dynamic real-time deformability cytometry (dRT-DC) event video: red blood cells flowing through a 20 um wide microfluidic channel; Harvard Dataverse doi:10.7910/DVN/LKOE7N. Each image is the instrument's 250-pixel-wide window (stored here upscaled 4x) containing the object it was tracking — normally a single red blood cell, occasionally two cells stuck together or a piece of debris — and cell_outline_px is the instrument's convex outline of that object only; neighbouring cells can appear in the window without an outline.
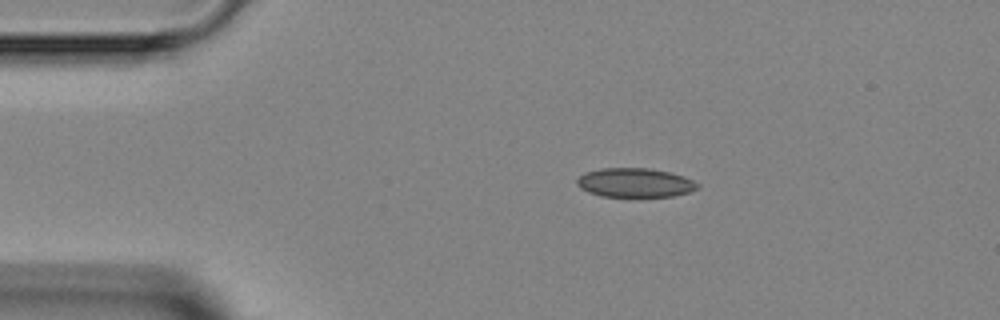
{"species": "Egyptian fruit bat (a non-hibernating species)", "species_latin": "Rousettus aegyptiacus", "temperature_condition": "room temperature", "stored_images_in_passage": 3, "camera_frame_rate_fps": 3000, "um_per_image_px": 0.085, "animal": {"sex": "female"}, "frame": {"image": 1, "passage_image": 3, "time_ms": 2.333, "image_size_px": [1000, 320], "cell_outline_px": [[700, 188], [688, 192], [672, 196], [600, 196], [588, 192], [580, 188], [576, 184], [576, 180], [584, 172], [600, 168], [648, 168], [668, 172], [684, 176], [700, 184]], "centroid_in_image_um": [53.95, 15.52], "position_along_channel_um": 31.0, "area_um2": 20.46}}